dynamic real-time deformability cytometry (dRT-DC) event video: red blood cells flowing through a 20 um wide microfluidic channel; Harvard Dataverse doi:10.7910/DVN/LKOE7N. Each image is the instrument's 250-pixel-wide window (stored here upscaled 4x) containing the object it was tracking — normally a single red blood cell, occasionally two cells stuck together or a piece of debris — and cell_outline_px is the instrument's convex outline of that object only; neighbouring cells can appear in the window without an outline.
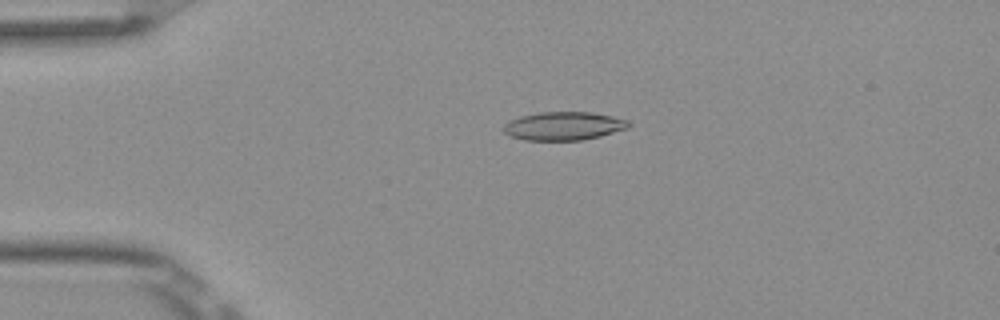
{"species": "Egyptian fruit bat (a non-hibernating species)", "species_latin": "Rousettus aegyptiacus", "temperature_condition": "room temperature", "stored_images_in_passage": 5, "camera_frame_rate_fps": 3000, "um_per_image_px": 0.085, "frame": {"image": 1, "passage_image": 4, "time_ms": 1.0, "image_size_px": [1000, 320], "cell_outline_px": [[632, 124], [628, 128], [600, 136], [584, 140], [524, 140], [512, 136], [504, 132], [504, 124], [508, 120], [520, 116], [540, 112], [592, 112], [612, 116], [628, 120]], "centroid_in_image_um": [47.93, 10.7], "position_along_channel_um": 37.1, "area_um2": 20.75}}